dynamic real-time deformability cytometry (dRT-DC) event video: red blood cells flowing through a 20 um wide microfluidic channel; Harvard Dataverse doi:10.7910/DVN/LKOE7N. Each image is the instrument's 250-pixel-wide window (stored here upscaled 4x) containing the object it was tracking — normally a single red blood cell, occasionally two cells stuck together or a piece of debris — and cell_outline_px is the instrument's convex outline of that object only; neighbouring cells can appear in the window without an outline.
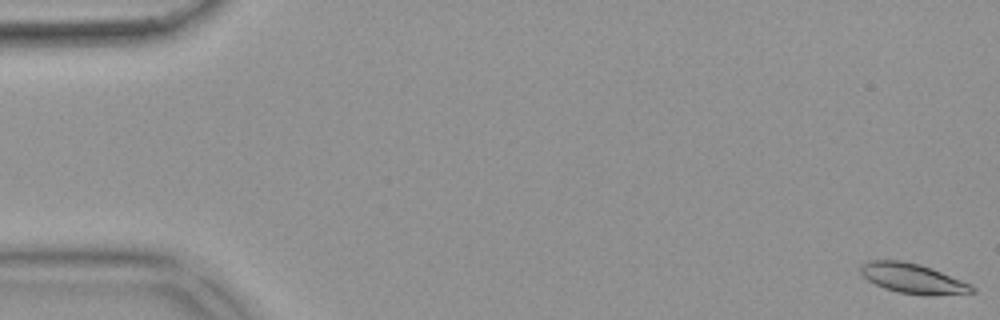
{"species": "common noctule bat (a hibernating species)", "species_latin": "Nyctalus noctula", "temperature_condition": "warm", "stored_images_in_passage": 54, "camera_frame_rate_fps": 3000, "um_per_image_px": 0.085, "animal": {"sex": "female", "body_mass_g": 18.4}, "frame": {"image": 1, "passage_image": 1, "time_ms": 0.0, "image_size_px": [1000, 320], "cell_outline_px": [[976, 292], [936, 296], [928, 296], [900, 292], [884, 288], [868, 280], [860, 272], [860, 264], [872, 260], [904, 260], [920, 264], [932, 268], [972, 284], [976, 288]], "centroid_in_image_um": [77.64, 23.67], "position_along_channel_um": 7.4, "area_um2": 19.65}}
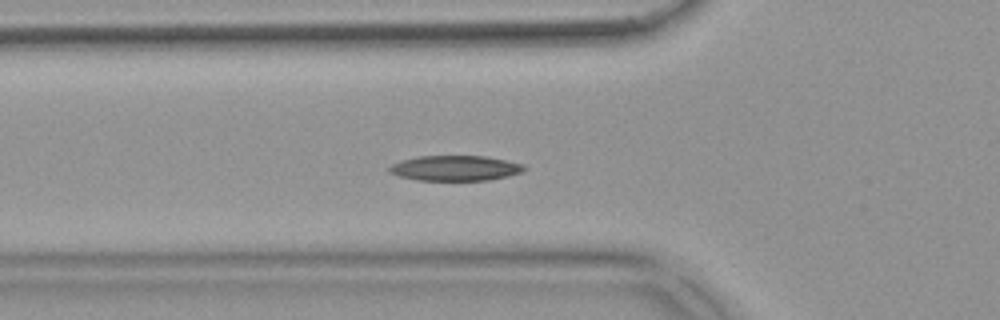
{"frame": {"image": 2, "passage_image": 19, "time_ms": 6.0, "image_size_px": [1000, 320], "cell_outline_px": [[528, 168], [524, 172], [508, 176], [488, 180], [416, 180], [400, 176], [388, 172], [388, 168], [392, 164], [400, 160], [416, 156], [484, 156], [524, 164]], "centroid_in_image_um": [38.7, 14.29], "position_along_channel_um": 87.1, "area_um2": 19.94}}
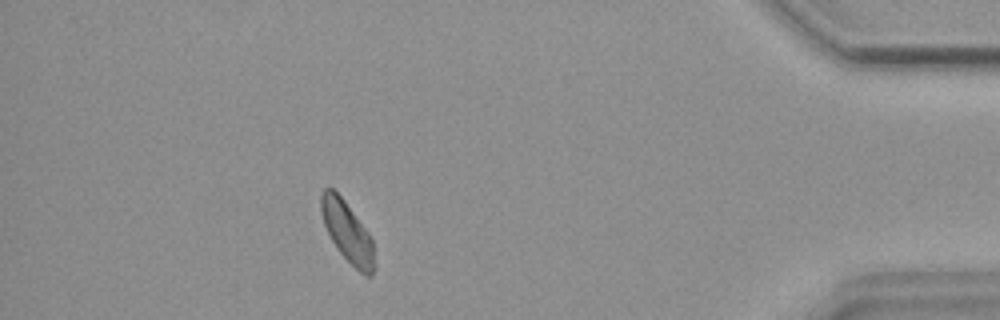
{"frame": {"image": 3, "passage_image": 48, "time_ms": 15.667, "image_size_px": [1000, 320], "cell_outline_px": [[376, 268], [372, 276], [364, 276], [336, 248], [324, 224], [320, 212], [320, 196], [324, 188], [332, 188], [344, 200], [368, 232], [372, 240]], "centroid_in_image_um": [29.53, 19.73], "position_along_channel_um": 405.7, "area_um2": 18.73}, "authors_computed_cell_mechanics": {"area_um2": 19.4208, "velocity_mm_per_s": 3.8028, "shape_relaxation_time_tau1_ms": 3.7776, "shape_relaxation_time_tau2_ms": null, "deformation_change_tau1": 0.1154, "deformation_change_tau2": null}}